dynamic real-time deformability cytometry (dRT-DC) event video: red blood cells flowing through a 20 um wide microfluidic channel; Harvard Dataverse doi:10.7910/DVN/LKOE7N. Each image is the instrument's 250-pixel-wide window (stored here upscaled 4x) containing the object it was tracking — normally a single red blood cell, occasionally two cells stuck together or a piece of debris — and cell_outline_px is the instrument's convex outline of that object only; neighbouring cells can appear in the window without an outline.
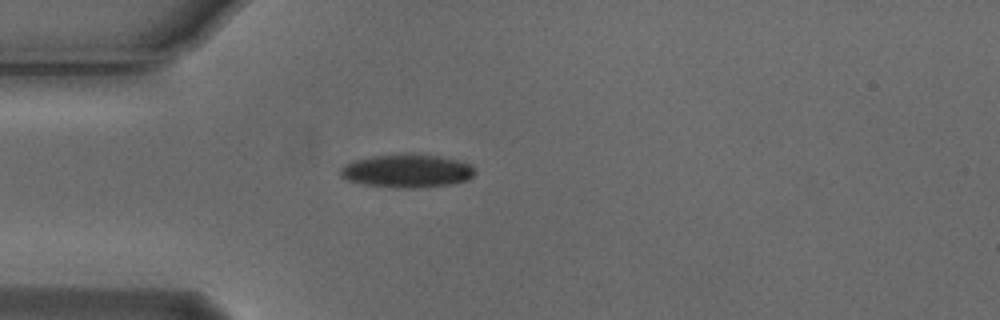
{"species": "Egyptian fruit bat (a non-hibernating species)", "species_latin": "Rousettus aegyptiacus", "temperature_condition": "cold", "stored_images_in_passage": 5, "camera_frame_rate_fps": 3000, "um_per_image_px": 0.085, "animal": {"sex": "male"}, "frame": {"image": 1, "passage_image": 4, "time_ms": 1.0, "image_size_px": [1000, 320], "cell_outline_px": [[476, 172], [468, 180], [452, 184], [420, 188], [396, 188], [364, 184], [348, 180], [340, 176], [340, 168], [356, 160], [372, 156], [440, 156], [472, 164]], "centroid_in_image_um": [34.64, 14.57], "position_along_channel_um": 50.4, "area_um2": 25.43}}